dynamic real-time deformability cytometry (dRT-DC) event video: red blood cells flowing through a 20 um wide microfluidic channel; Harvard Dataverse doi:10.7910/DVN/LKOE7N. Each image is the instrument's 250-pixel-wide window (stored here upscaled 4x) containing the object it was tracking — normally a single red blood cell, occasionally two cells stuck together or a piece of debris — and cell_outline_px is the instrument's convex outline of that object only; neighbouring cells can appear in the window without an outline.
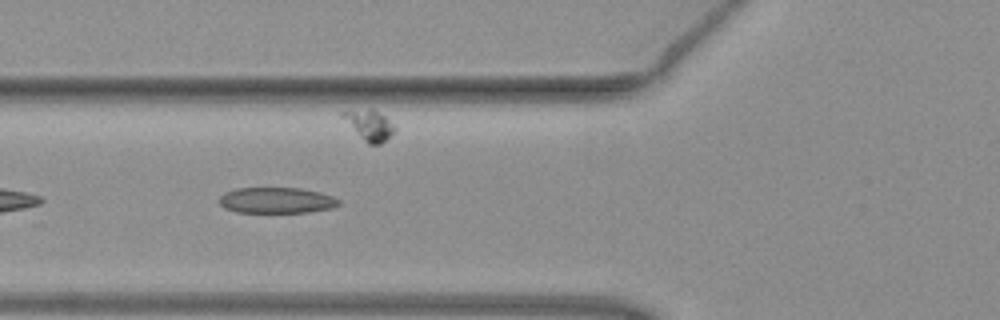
{"species": "common noctule bat (a hibernating species)", "species_latin": "Nyctalus noctula", "temperature_condition": "warm", "stored_images_in_passage": 11, "camera_frame_rate_fps": 3000, "um_per_image_px": 0.085, "animal": {"sex": "female", "body_mass_g": 19.3, "forearm_length_mm": 54.1}, "frame": {"image": 1, "passage_image": 5, "time_ms": 1.333, "image_size_px": [1000, 320], "cell_outline_px": [[340, 204], [332, 208], [308, 212], [236, 212], [224, 208], [220, 204], [220, 196], [224, 192], [236, 188], [300, 188], [320, 192], [332, 196], [340, 200]], "centroid_in_image_um": [23.5, 17.02], "position_along_channel_um": 102.3, "area_um2": 18.03}}